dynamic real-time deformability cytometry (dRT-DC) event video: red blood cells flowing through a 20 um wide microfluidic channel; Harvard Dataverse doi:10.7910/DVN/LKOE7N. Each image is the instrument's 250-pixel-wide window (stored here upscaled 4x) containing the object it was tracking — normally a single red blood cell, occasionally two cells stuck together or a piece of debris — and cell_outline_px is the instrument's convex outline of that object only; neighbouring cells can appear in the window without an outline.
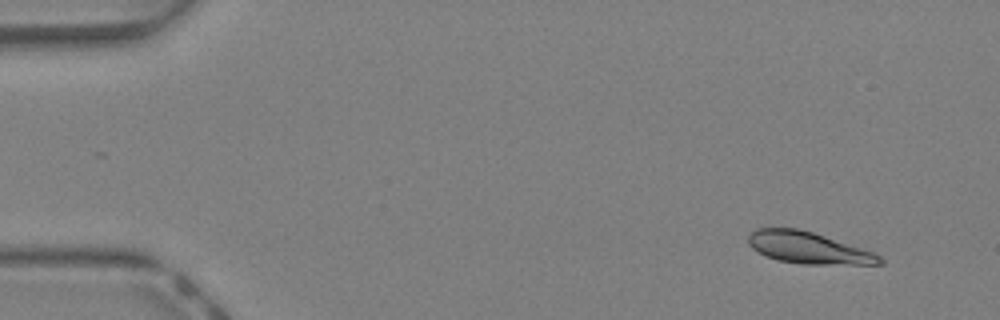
{"species": "Egyptian fruit bat (a non-hibernating species)", "species_latin": "Rousettus aegyptiacus", "temperature_condition": "warm", "stored_images_in_passage": 41, "camera_frame_rate_fps": 3000, "um_per_image_px": 0.085, "animal": {"sex": "female"}, "frame": {"image": 1, "passage_image": 1, "time_ms": 0.0, "image_size_px": [1000, 320], "cell_outline_px": [[884, 264], [800, 264], [776, 260], [764, 256], [752, 248], [748, 244], [748, 236], [756, 228], [796, 228], [812, 232], [872, 252], [880, 256], [884, 260]], "centroid_in_image_um": [68.65, 21.07], "position_along_channel_um": 16.3, "area_um2": 24.04}}
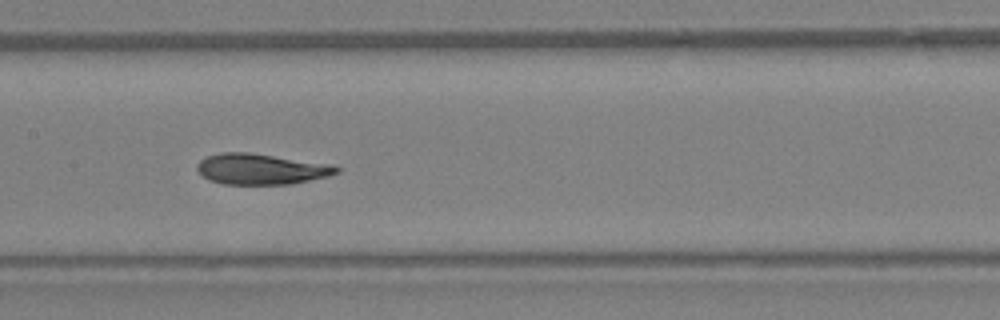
{"frame": {"image": 2, "passage_image": 19, "time_ms": 6.0, "image_size_px": [1000, 320], "cell_outline_px": [[340, 172], [328, 176], [292, 184], [224, 184], [212, 180], [204, 176], [196, 168], [196, 164], [200, 160], [208, 156], [220, 152], [248, 152], [328, 164], [340, 168]], "centroid_in_image_um": [22.18, 14.37], "position_along_channel_um": 185.2, "area_um2": 24.68}}
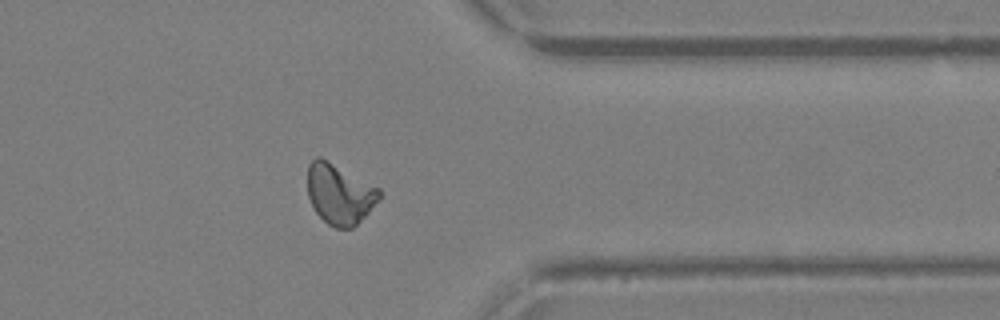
{"frame": {"image": 3, "passage_image": 32, "time_ms": 10.333, "image_size_px": [1000, 320], "cell_outline_px": [[380, 200], [352, 228], [336, 228], [328, 224], [316, 212], [308, 196], [308, 164], [316, 156], [320, 156], [380, 188]], "centroid_in_image_um": [28.86, 16.47], "position_along_channel_um": 382.5, "area_um2": 25.09}, "authors_computed_cell_mechanics": {"area_um2": 24.6806, "velocity_mm_per_s": 4.7725, "shape_relaxation_time_tau1_ms": 4.4326, "shape_relaxation_time_tau2_ms": 1.9754, "deformation_change_tau1": 0.1605, "deformation_change_tau2": 0.0723}}